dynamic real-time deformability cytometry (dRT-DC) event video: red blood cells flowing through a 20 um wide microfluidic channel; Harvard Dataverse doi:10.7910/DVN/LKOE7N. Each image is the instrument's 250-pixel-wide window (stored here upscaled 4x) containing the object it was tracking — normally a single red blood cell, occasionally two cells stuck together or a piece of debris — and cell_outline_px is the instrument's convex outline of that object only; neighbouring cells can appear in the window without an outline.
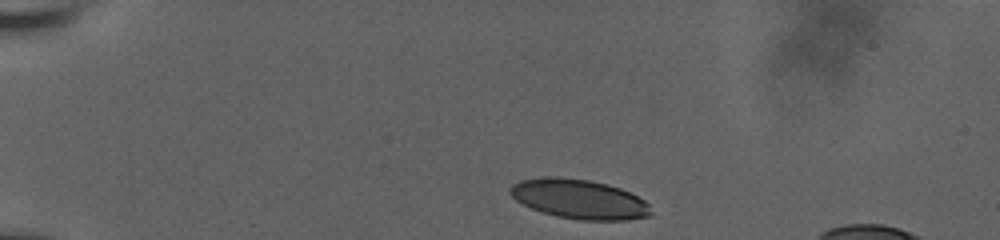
{"species": "human", "species_latin": "Homo sapiens", "temperature_condition": "room temperature", "stored_images_in_passage": 7, "camera_frame_rate_fps": 3000, "um_per_image_px": 0.085, "donor": {"sex": "male"}, "frame": {"image": 1, "passage_image": 1, "time_ms": 0.0, "image_size_px": [1000, 240], "cell_outline_px": [[652, 216], [628, 220], [580, 220], [556, 216], [532, 208], [516, 200], [508, 192], [508, 188], [512, 184], [520, 180], [544, 176], [552, 176], [588, 180], [608, 184], [620, 188], [644, 200], [648, 204], [652, 212]], "centroid_in_image_um": [49.22, 16.92], "position_along_channel_um": 35.8, "area_um2": 32.43}}
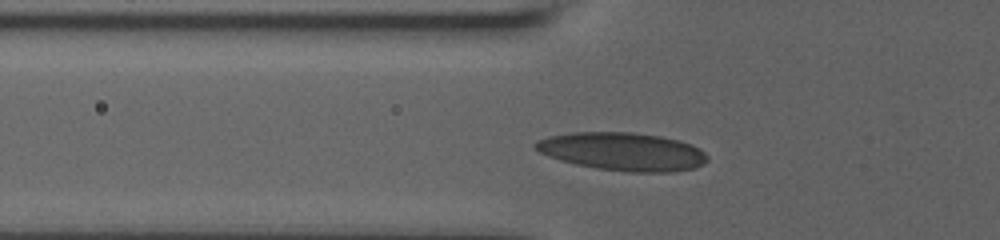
{"frame": {"image": 2, "passage_image": 6, "time_ms": 3.0, "image_size_px": [1000, 240], "cell_outline_px": [[708, 160], [704, 164], [696, 168], [672, 172], [628, 172], [596, 168], [576, 164], [560, 160], [540, 152], [532, 144], [536, 140], [548, 136], [572, 132], [632, 132], [660, 136], [680, 140], [692, 144], [700, 148], [708, 156]], "centroid_in_image_um": [52.96, 12.88], "position_along_channel_um": 72.8, "area_um2": 38.44}}